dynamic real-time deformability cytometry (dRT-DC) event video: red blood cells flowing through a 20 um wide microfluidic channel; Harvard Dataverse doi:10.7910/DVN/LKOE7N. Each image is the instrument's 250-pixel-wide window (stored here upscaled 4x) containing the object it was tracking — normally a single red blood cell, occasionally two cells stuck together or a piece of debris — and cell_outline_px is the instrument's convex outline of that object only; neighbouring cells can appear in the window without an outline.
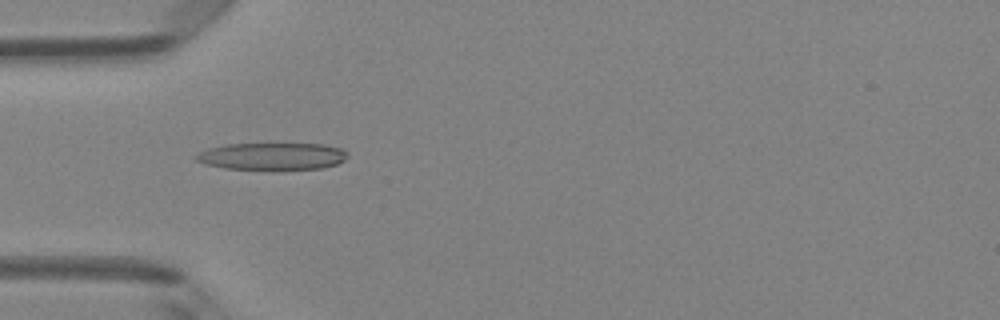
{"species": "Egyptian fruit bat (a non-hibernating species)", "species_latin": "Rousettus aegyptiacus", "temperature_condition": "room temperature", "stored_images_in_passage": 48, "camera_frame_rate_fps": 3000, "um_per_image_px": 0.085, "animal": {"sex": "female"}, "frame": {"image": 1, "passage_image": 15, "time_ms": 4.667, "image_size_px": [1000, 320], "cell_outline_px": [[348, 156], [344, 160], [336, 164], [320, 168], [224, 168], [204, 164], [196, 160], [192, 156], [208, 148], [224, 144], [324, 144], [340, 148], [348, 152]], "centroid_in_image_um": [23.1, 13.26], "position_along_channel_um": 61.9, "area_um2": 23.52}}
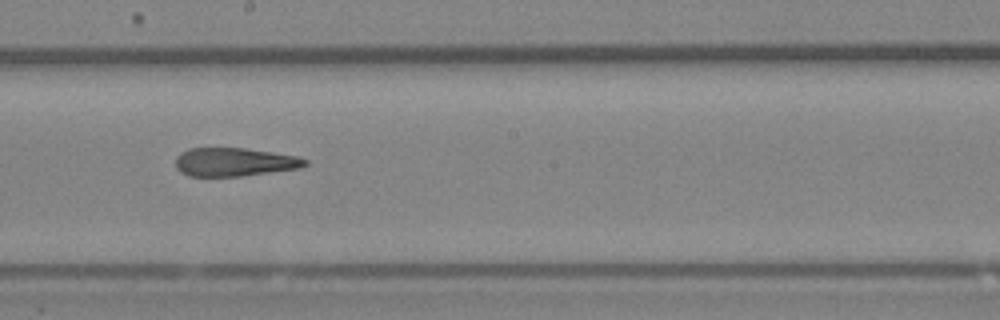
{"frame": {"image": 2, "passage_image": 27, "time_ms": 8.667, "image_size_px": [1000, 320], "cell_outline_px": [[308, 164], [300, 168], [240, 176], [188, 176], [180, 172], [176, 168], [176, 156], [180, 152], [188, 148], [244, 148], [272, 152], [296, 156], [308, 160]], "centroid_in_image_um": [19.89, 13.77], "position_along_channel_um": 228.3, "area_um2": 21.5}}
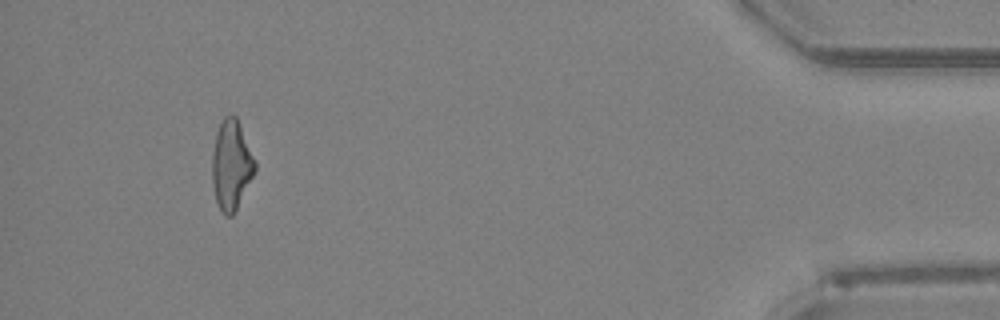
{"frame": {"image": 3, "passage_image": 45, "time_ms": 14.667, "image_size_px": [1000, 320], "cell_outline_px": [[256, 168], [232, 216], [224, 216], [220, 212], [216, 200], [212, 184], [212, 152], [216, 132], [224, 116], [232, 112], [236, 116], [256, 160]], "centroid_in_image_um": [19.64, 13.99], "position_along_channel_um": 415.6, "area_um2": 22.37}, "authors_computed_cell_mechanics": {"area_um2": 23.409, "velocity_mm_per_s": 4.2084, "shape_relaxation_time_tau1_ms": null, "shape_relaxation_time_tau2_ms": 3.6821, "deformation_change_tau1": null, "deformation_change_tau2": 0.1663}}